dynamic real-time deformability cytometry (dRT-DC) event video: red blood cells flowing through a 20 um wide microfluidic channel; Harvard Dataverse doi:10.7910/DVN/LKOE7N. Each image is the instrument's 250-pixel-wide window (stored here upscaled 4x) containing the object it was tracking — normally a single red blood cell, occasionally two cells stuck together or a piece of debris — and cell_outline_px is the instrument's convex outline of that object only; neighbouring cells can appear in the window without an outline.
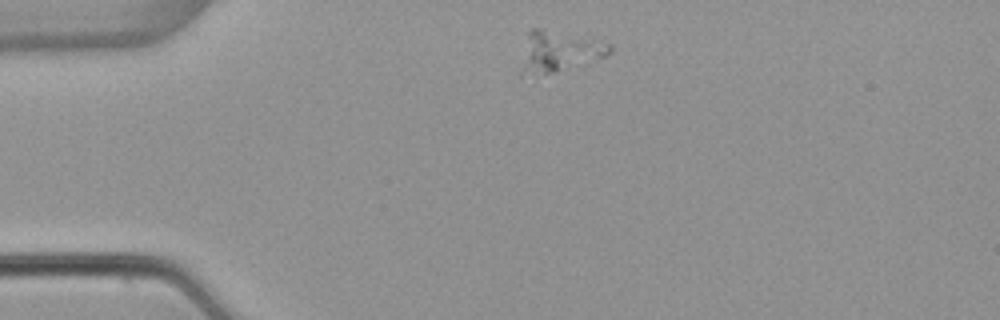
{"species": "common noctule bat (a hibernating species)", "species_latin": "Nyctalus noctula", "temperature_condition": "warm", "stored_images_in_passage": 8, "camera_frame_rate_fps": 3000, "um_per_image_px": 0.085, "animal": {"sex": "female", "body_mass_g": 22.7, "forearm_length_mm": 54.2}, "frame": {"image": 1, "passage_image": 2, "time_ms": 0.333, "image_size_px": [1000, 320], "cell_outline_px": [[612, 52], [604, 56], [556, 72], [520, 76], [520, 72], [528, 32], [532, 28], [540, 28], [612, 44]], "centroid_in_image_um": [47.47, 4.39], "position_along_channel_um": 37.5, "area_um2": 20.35}}